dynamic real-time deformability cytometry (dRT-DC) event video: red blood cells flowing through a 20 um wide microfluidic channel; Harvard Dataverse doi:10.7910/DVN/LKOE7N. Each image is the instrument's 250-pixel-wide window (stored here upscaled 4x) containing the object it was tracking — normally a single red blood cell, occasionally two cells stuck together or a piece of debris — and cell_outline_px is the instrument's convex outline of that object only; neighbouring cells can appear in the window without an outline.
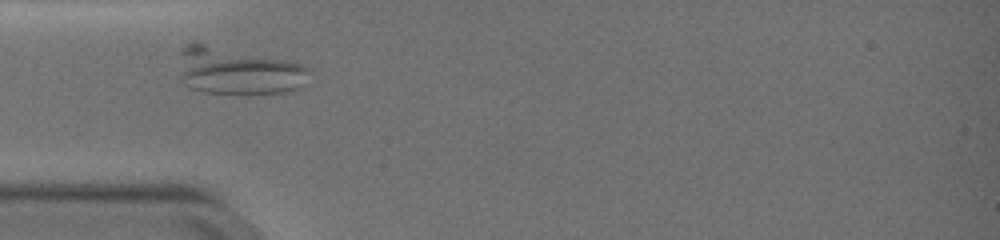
{"species": "common noctule bat (a hibernating species)", "species_latin": "Nyctalus noctula", "temperature_condition": "warm", "stored_images_in_passage": 40, "camera_frame_rate_fps": 3000, "um_per_image_px": 0.085, "animal": {"sex": "female", "body_mass_g": 19.0, "forearm_length_mm": 51.5}, "frame": {"image": 1, "passage_image": 1, "time_ms": 0.0, "image_size_px": [1000, 240], "cell_outline_px": [[312, 72], [304, 84], [300, 88], [288, 92], [248, 96], [240, 96], [204, 92], [188, 88], [184, 84], [180, 76], [180, 52], [192, 40], [288, 60], [300, 64], [308, 68]], "centroid_in_image_um": [20.23, 6.07], "position_along_channel_um": 64.8, "area_um2": 37.28}}
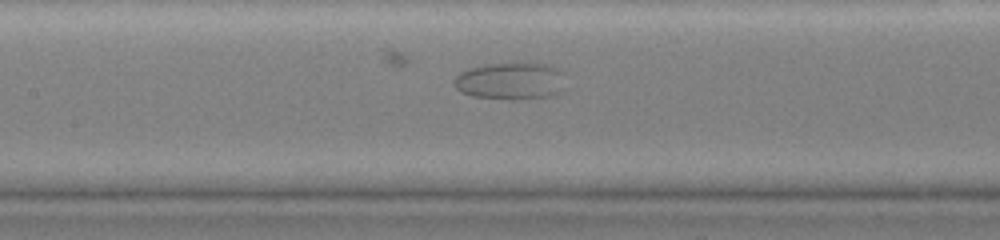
{"frame": {"image": 2, "passage_image": 10, "time_ms": 3.0, "image_size_px": [1000, 240], "cell_outline_px": [[568, 88], [560, 92], [548, 96], [520, 100], [508, 100], [472, 96], [460, 92], [456, 88], [456, 76], [460, 72], [468, 68], [484, 64], [548, 64], [560, 68], [564, 72]], "centroid_in_image_um": [43.49, 6.9], "position_along_channel_um": 163.9, "area_um2": 24.62}}
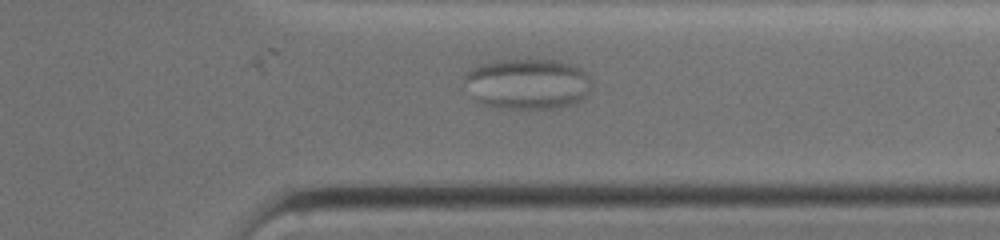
{"frame": {"image": 3, "passage_image": 28, "time_ms": 9.0, "image_size_px": [1000, 240], "cell_outline_px": [[592, 88], [588, 96], [576, 104], [556, 108], [500, 108], [484, 104], [476, 100], [464, 80], [464, 72], [476, 64], [492, 60], [528, 56], [560, 60], [572, 64], [580, 68], [592, 80]], "centroid_in_image_um": [44.87, 7.06], "position_along_channel_um": 366.5, "area_um2": 39.13}}